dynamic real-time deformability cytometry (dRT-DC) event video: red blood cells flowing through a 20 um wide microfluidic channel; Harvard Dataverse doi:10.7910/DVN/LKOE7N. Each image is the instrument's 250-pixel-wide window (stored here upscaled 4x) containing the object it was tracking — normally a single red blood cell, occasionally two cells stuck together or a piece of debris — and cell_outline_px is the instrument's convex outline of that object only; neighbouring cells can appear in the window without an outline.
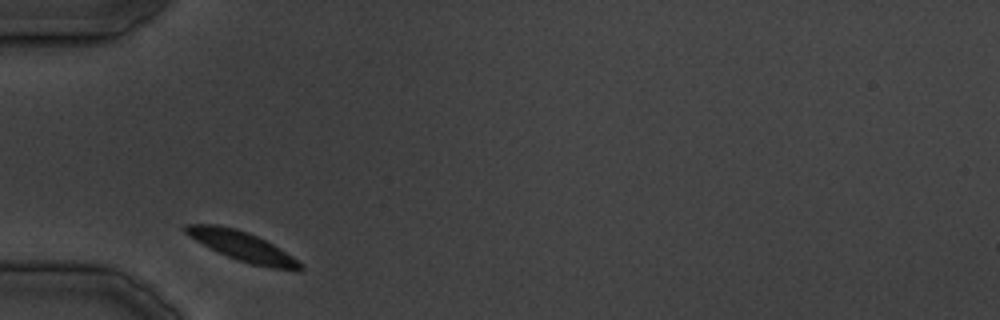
{"species": "common noctule bat (a hibernating species)", "species_latin": "Nyctalus noctula", "temperature_condition": "cold", "stored_images_in_passage": 22, "camera_frame_rate_fps": 3000, "um_per_image_px": 0.085, "animal": {"sex": "male", "body_mass_g": 19.5, "forearm_length_mm": 54.6}, "frame": {"image": 1, "passage_image": 1, "time_ms": 0.0, "image_size_px": [1000, 320], "cell_outline_px": [[304, 268], [300, 272], [296, 272], [272, 268], [252, 264], [236, 260], [188, 236], [184, 232], [184, 224], [216, 224], [236, 228], [248, 232], [280, 248], [304, 264]], "centroid_in_image_um": [20.67, 20.95], "position_along_channel_um": 64.3, "area_um2": 19.71}}
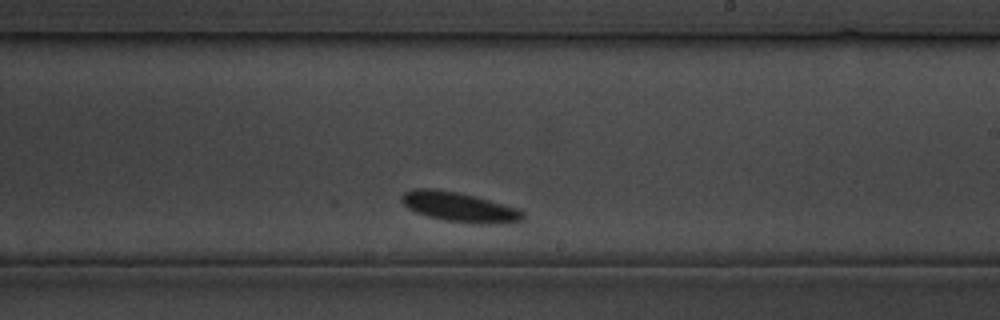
{"frame": {"image": 2, "passage_image": 13, "time_ms": 14.667, "image_size_px": [1000, 320], "cell_outline_px": [[524, 220], [504, 224], [484, 224], [444, 220], [428, 216], [416, 212], [408, 208], [400, 200], [400, 196], [404, 192], [412, 188], [428, 188], [456, 192], [488, 200], [516, 208], [524, 212]], "centroid_in_image_um": [39.03, 17.61], "position_along_channel_um": 250.0, "area_um2": 20.81}}